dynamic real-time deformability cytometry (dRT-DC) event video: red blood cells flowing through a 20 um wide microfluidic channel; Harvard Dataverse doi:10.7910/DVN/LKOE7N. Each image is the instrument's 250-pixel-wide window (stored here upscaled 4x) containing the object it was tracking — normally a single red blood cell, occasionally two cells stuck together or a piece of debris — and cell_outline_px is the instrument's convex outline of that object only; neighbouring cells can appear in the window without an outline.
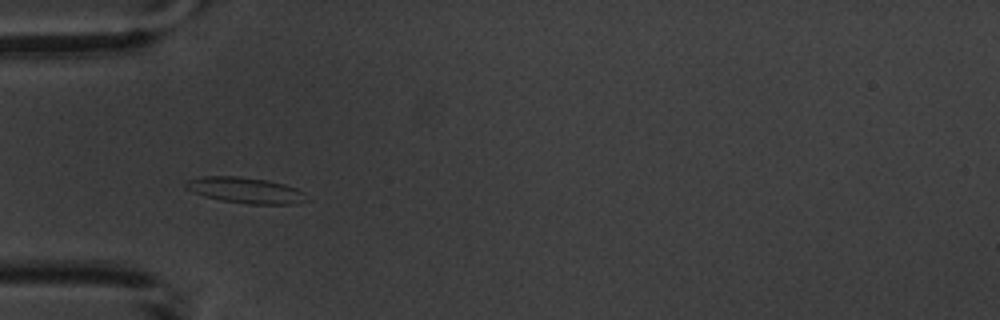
{"species": "common noctule bat (a hibernating species)", "species_latin": "Nyctalus noctula", "temperature_condition": "warm", "stored_images_in_passage": 4, "camera_frame_rate_fps": 3000, "um_per_image_px": 0.085, "animal": {"sex": "male", "body_mass_g": 20.1, "forearm_length_mm": 53.5}, "frame": {"image": 1, "passage_image": 3, "time_ms": 2.667, "image_size_px": [1000, 320], "cell_outline_px": [[304, 200], [292, 204], [248, 204], [220, 200], [204, 196], [192, 192], [184, 188], [184, 184], [188, 180], [204, 176], [236, 176], [268, 180], [284, 184], [296, 188], [304, 192]], "centroid_in_image_um": [20.8, 16.17], "position_along_channel_um": 64.2, "area_um2": 18.09}}